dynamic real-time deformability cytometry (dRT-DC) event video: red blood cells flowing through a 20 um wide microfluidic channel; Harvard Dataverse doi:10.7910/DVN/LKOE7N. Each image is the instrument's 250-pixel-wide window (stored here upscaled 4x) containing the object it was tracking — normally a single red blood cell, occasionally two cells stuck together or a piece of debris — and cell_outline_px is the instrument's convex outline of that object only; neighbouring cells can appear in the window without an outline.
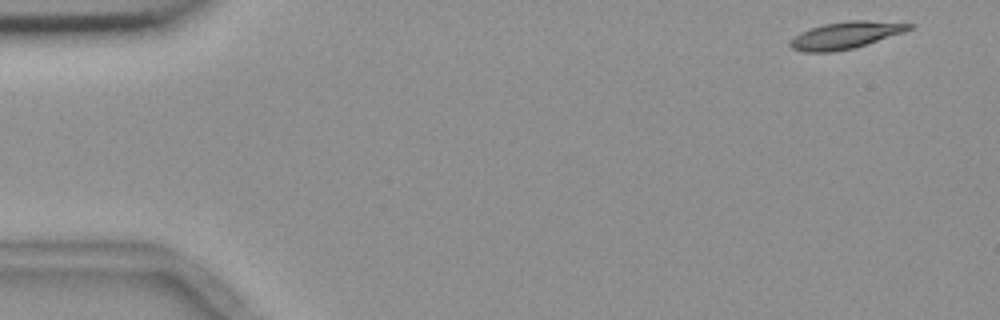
{"species": "common noctule bat (a hibernating species)", "species_latin": "Nyctalus noctula", "temperature_condition": "room temperature", "stored_images_in_passage": 53, "camera_frame_rate_fps": 3000, "um_per_image_px": 0.085, "animal": {"sex": "female", "body_mass_g": 18.4}, "frame": {"image": 1, "passage_image": 1, "time_ms": 0.0, "image_size_px": [1000, 320], "cell_outline_px": [[916, 24], [912, 28], [904, 32], [868, 44], [852, 48], [832, 52], [804, 52], [792, 48], [788, 44], [800, 32], [824, 24], [848, 20], [868, 20]], "centroid_in_image_um": [71.91, 2.99], "position_along_channel_um": 13.1, "area_um2": 18.61}}
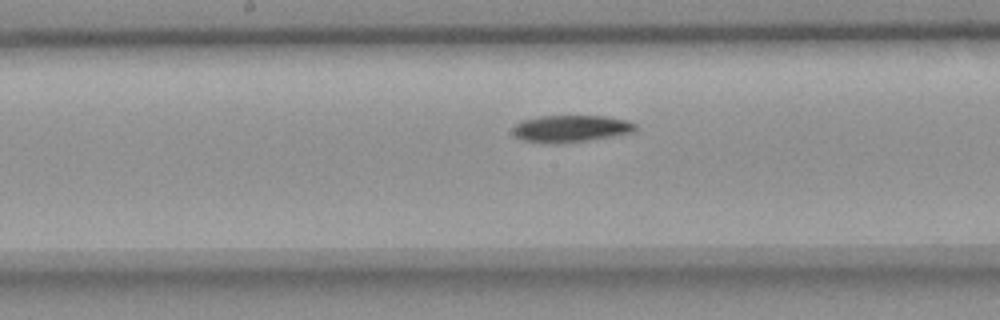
{"frame": {"image": 2, "passage_image": 26, "time_ms": 8.333, "image_size_px": [1000, 320], "cell_outline_px": [[636, 128], [632, 132], [612, 136], [588, 140], [548, 144], [524, 140], [516, 136], [512, 132], [512, 128], [516, 124], [524, 120], [540, 116], [608, 116], [628, 120], [636, 124]], "centroid_in_image_um": [48.52, 10.92], "position_along_channel_um": 199.7, "area_um2": 19.13}}
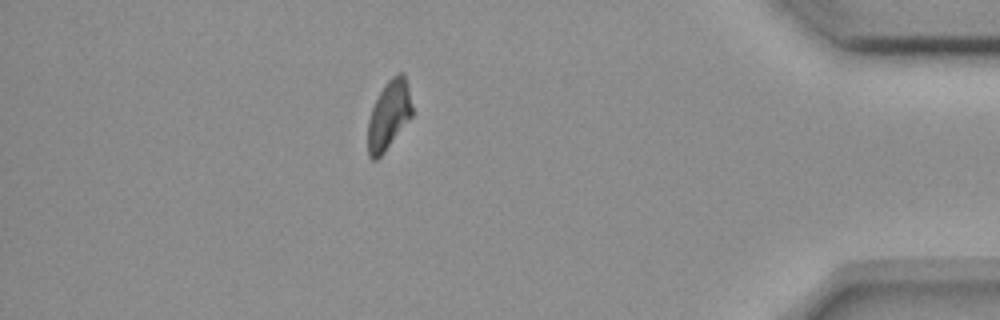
{"frame": {"image": 3, "passage_image": 46, "time_ms": 15.0, "image_size_px": [1000, 320], "cell_outline_px": [[412, 116], [384, 152], [376, 160], [372, 160], [368, 156], [368, 120], [372, 108], [384, 84], [392, 76], [400, 72], [404, 72], [408, 84], [412, 108]], "centroid_in_image_um": [33.05, 9.76], "position_along_channel_um": 402.1, "area_um2": 17.69}, "authors_computed_cell_mechanics": {"area_um2": 18.9006, "velocity_mm_per_s": 3.6658, "shape_relaxation_time_tau1_ms": 6.937, "shape_relaxation_time_tau2_ms": null, "deformation_change_tau1": 0.1615, "deformation_change_tau2": null}}